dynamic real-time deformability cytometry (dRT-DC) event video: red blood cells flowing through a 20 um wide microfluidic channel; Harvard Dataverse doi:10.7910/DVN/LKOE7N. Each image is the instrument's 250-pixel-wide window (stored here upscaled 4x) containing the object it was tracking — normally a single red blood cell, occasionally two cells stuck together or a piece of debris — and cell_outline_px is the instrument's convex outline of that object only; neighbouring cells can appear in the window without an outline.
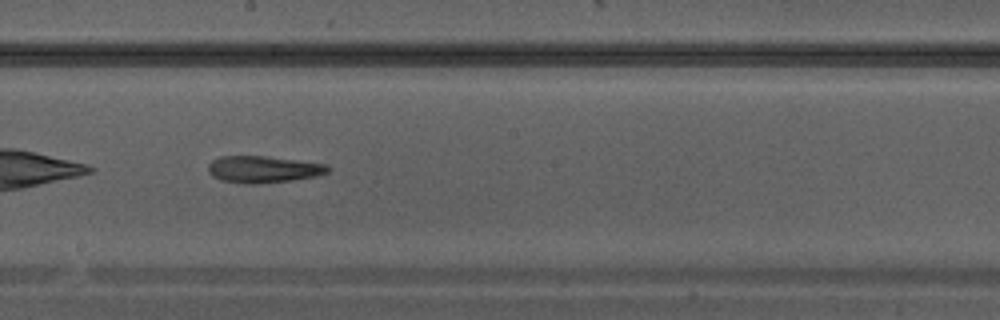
{"species": "Egyptian fruit bat (a non-hibernating species)", "species_latin": "Rousettus aegyptiacus", "temperature_condition": "warm", "stored_images_in_passage": 34, "camera_frame_rate_fps": 3000, "um_per_image_px": 0.085, "animal": {"sex": "male"}, "frame": {"image": 1, "passage_image": 20, "time_ms": 6.333, "image_size_px": [1000, 320], "cell_outline_px": [[332, 168], [328, 172], [316, 176], [288, 180], [256, 184], [248, 184], [220, 180], [212, 176], [208, 172], [208, 164], [212, 160], [220, 156], [264, 156], [324, 164]], "centroid_in_image_um": [22.32, 14.39], "position_along_channel_um": 225.9, "area_um2": 18.5}}